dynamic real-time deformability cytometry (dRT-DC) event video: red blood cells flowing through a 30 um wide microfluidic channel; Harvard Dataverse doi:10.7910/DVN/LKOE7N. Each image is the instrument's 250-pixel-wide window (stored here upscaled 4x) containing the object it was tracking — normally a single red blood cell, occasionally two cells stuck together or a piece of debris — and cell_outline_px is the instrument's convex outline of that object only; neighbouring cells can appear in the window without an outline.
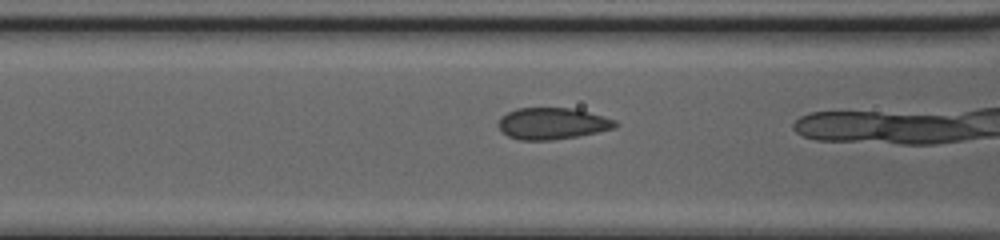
{"species": "common noctule bat (a hibernating species)", "species_latin": "Nyctalus noctula", "temperature_condition": "cold", "stored_images_in_passage": 5, "camera_frame_rate_fps": 3000, "um_per_image_px": 0.085, "animal": {"sex": "female", "body_mass_g": 20.0, "forearm_length_mm": 54.0}, "frame": {"image": 1, "passage_image": 4, "time_ms": 1.0, "image_size_px": [1000, 240], "cell_outline_px": [[620, 124], [616, 128], [576, 136], [552, 140], [520, 140], [508, 136], [500, 132], [496, 124], [500, 116], [516, 108], [572, 108], [604, 116], [616, 120]], "centroid_in_image_um": [46.91, 10.5], "position_along_channel_um": 119.7, "area_um2": 21.73}}